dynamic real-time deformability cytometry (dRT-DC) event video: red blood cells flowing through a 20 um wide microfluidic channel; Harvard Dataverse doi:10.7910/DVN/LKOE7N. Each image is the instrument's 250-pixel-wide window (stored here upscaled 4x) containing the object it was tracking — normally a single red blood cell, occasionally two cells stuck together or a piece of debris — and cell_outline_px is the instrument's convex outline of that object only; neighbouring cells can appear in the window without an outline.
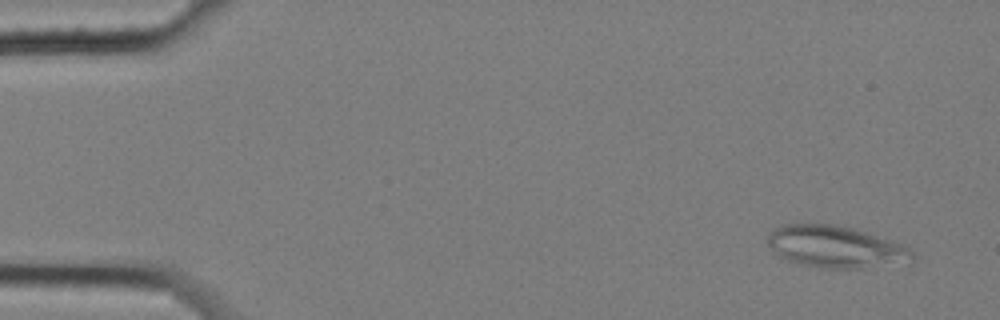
{"species": "common noctule bat (a hibernating species)", "species_latin": "Nyctalus noctula", "temperature_condition": "cold", "stored_images_in_passage": 5, "camera_frame_rate_fps": 3000, "um_per_image_px": 0.085, "animal": {"sex": "female", "body_mass_g": 25.1}, "frame": {"image": 1, "passage_image": 1, "time_ms": 0.0, "image_size_px": [1000, 320], "cell_outline_px": [[916, 260], [864, 268], [820, 268], [788, 260], [780, 256], [768, 244], [768, 232], [780, 224], [836, 224], [868, 232], [904, 244], [912, 252]], "centroid_in_image_um": [71.03, 20.96], "position_along_channel_um": 14.0, "area_um2": 35.26}}